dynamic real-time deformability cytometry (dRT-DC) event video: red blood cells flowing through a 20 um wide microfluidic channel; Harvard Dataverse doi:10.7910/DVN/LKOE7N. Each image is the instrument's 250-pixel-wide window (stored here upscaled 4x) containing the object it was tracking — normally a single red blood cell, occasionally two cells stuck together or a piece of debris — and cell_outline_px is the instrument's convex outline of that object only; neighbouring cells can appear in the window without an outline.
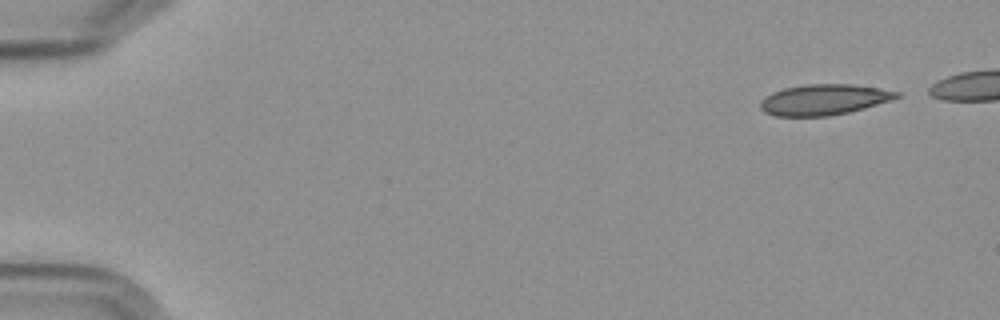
{"species": "Egyptian fruit bat (a non-hibernating species)", "species_latin": "Rousettus aegyptiacus", "temperature_condition": "cold", "stored_images_in_passage": 5, "camera_frame_rate_fps": 3000, "um_per_image_px": 0.085, "frame": {"image": 1, "passage_image": 1, "time_ms": 0.0, "image_size_px": [1000, 320], "cell_outline_px": [[900, 96], [892, 100], [864, 108], [848, 112], [828, 116], [776, 116], [764, 112], [760, 108], [760, 100], [764, 96], [772, 92], [784, 88], [808, 84], [852, 84], [900, 92]], "centroid_in_image_um": [69.99, 8.47], "position_along_channel_um": 15.0, "area_um2": 24.33}}